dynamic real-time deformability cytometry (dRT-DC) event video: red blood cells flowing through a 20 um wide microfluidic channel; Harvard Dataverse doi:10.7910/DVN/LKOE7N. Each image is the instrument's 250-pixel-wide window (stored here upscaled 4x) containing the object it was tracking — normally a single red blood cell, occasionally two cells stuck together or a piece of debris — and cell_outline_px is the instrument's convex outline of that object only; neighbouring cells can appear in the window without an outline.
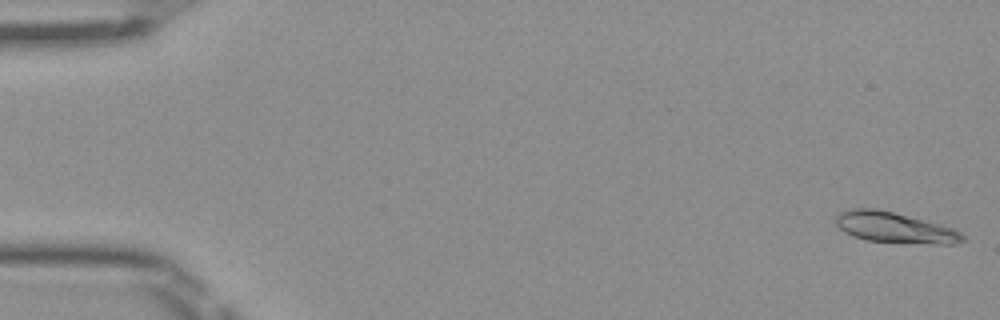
{"species": "Egyptian fruit bat (a non-hibernating species)", "species_latin": "Rousettus aegyptiacus", "temperature_condition": "room temperature", "stored_images_in_passage": 50, "camera_frame_rate_fps": 3000, "um_per_image_px": 0.085, "frame": {"image": 1, "passage_image": 1, "time_ms": 0.0, "image_size_px": [1000, 320], "cell_outline_px": [[964, 240], [956, 244], [932, 244], [868, 240], [852, 236], [844, 232], [836, 224], [836, 216], [840, 212], [852, 208], [876, 208], [940, 224], [952, 228], [960, 232], [964, 236]], "centroid_in_image_um": [76.04, 19.34], "position_along_channel_um": 9.0, "area_um2": 22.43}}
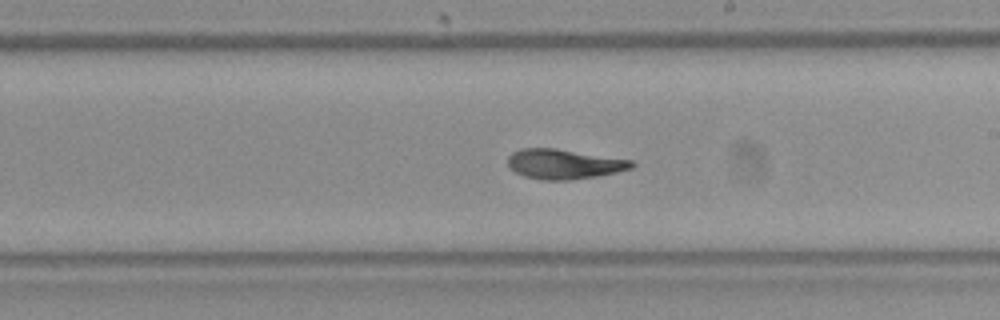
{"frame": {"image": 2, "passage_image": 29, "time_ms": 9.333, "image_size_px": [1000, 320], "cell_outline_px": [[636, 164], [632, 168], [616, 172], [596, 176], [572, 180], [540, 180], [524, 176], [508, 168], [508, 156], [512, 152], [520, 148], [556, 148], [632, 160]], "centroid_in_image_um": [47.91, 13.94], "position_along_channel_um": 241.1, "area_um2": 21.68}}
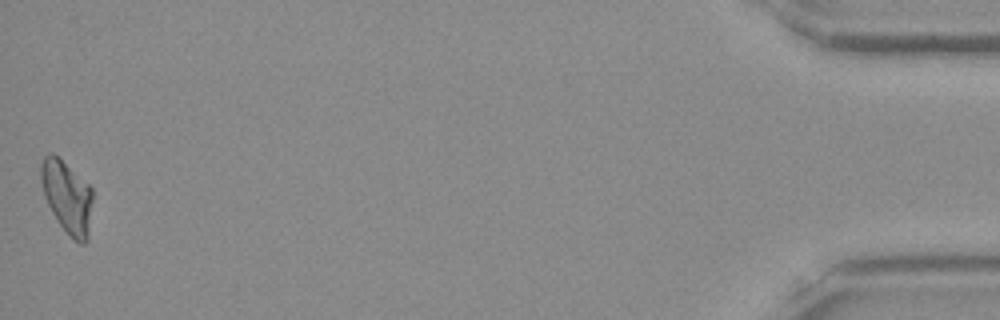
{"frame": {"image": 3, "passage_image": 50, "time_ms": 16.333, "image_size_px": [1000, 320], "cell_outline_px": [[92, 200], [88, 240], [84, 244], [80, 244], [72, 240], [60, 224], [52, 212], [44, 196], [40, 180], [40, 164], [44, 156], [48, 152], [52, 152], [88, 184], [92, 188]], "centroid_in_image_um": [5.69, 16.75], "position_along_channel_um": 429.5, "area_um2": 21.79}, "authors_computed_cell_mechanics": {"area_um2": 21.5594, "velocity_mm_per_s": 4.0315, "shape_relaxation_time_tau1_ms": null, "shape_relaxation_time_tau2_ms": 2.1055, "deformation_change_tau1": null, "deformation_change_tau2": 0.0691}}